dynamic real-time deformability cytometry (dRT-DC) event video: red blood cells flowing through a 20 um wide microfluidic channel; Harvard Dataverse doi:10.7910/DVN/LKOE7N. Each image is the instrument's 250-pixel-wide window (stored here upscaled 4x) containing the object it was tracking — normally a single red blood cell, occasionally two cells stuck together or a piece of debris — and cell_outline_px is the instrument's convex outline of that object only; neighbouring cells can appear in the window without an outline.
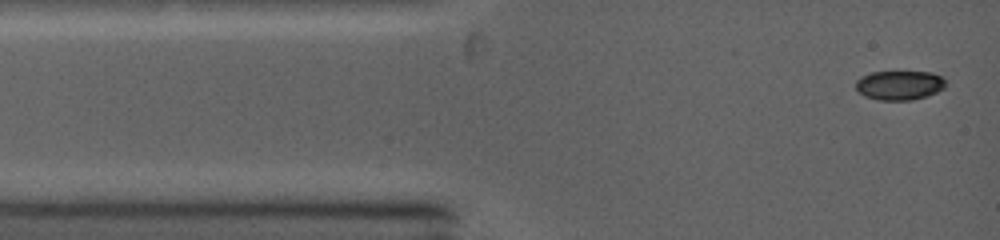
{"species": "common noctule bat (a hibernating species)", "species_latin": "Nyctalus noctula", "temperature_condition": "warm", "stored_images_in_passage": 7, "camera_frame_rate_fps": 5000, "um_per_image_px": 0.085, "animal": {"sex": "female", "body_mass_g": 19.0, "forearm_length_mm": 53.3}, "frame": {"image": 1, "passage_image": 1, "time_ms": 0.0, "image_size_px": [1000, 240], "cell_outline_px": [[944, 88], [928, 96], [912, 100], [876, 100], [864, 96], [856, 92], [856, 80], [860, 76], [872, 72], [932, 72], [940, 76], [944, 80]], "centroid_in_image_um": [76.4, 7.25], "position_along_channel_um": 8.6, "area_um2": 15.49}}
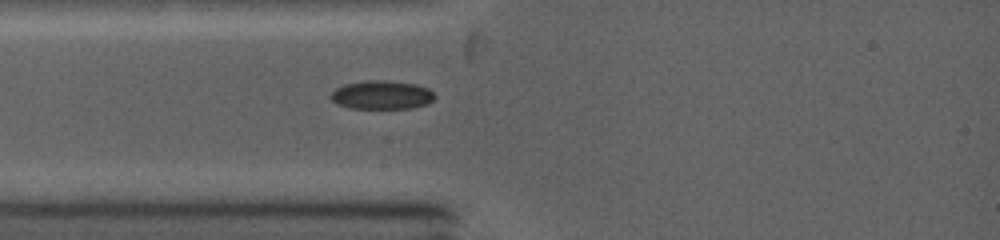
{"frame": {"image": 2, "passage_image": 4, "time_ms": 2.2, "image_size_px": [1000, 240], "cell_outline_px": [[436, 96], [428, 104], [412, 108], [352, 108], [336, 104], [328, 96], [336, 88], [344, 84], [364, 80], [384, 80], [416, 84], [428, 88]], "centroid_in_image_um": [32.43, 8.06], "position_along_channel_um": 52.6, "area_um2": 17.46}}
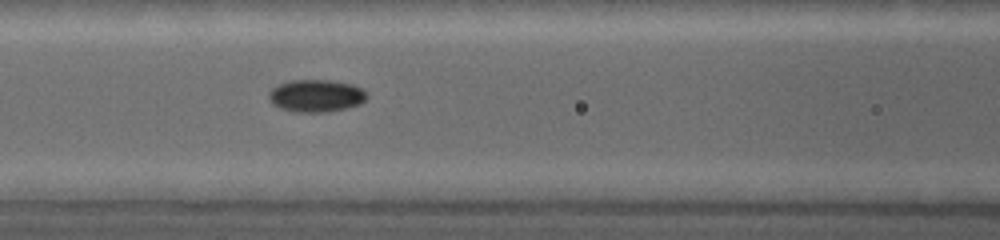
{"frame": {"image": 3, "passage_image": 7, "time_ms": 4.2, "image_size_px": [1000, 240], "cell_outline_px": [[368, 96], [360, 104], [348, 108], [328, 112], [296, 112], [280, 108], [272, 104], [268, 96], [268, 92], [272, 88], [280, 84], [292, 80], [328, 80], [352, 84], [368, 92]], "centroid_in_image_um": [26.88, 8.15], "position_along_channel_um": 139.7, "area_um2": 18.61}}